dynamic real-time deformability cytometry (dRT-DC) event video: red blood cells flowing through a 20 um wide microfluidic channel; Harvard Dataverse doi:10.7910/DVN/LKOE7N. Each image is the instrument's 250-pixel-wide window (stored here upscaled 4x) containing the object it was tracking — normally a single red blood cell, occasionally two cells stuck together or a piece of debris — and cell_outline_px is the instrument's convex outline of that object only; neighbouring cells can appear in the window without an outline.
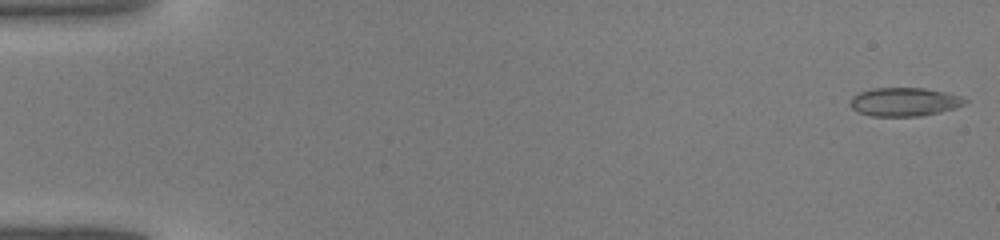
{"species": "common noctule bat (a hibernating species)", "species_latin": "Nyctalus noctula", "temperature_condition": "warm", "stored_images_in_passage": 43, "camera_frame_rate_fps": 3000, "um_per_image_px": 0.085, "animal": {"sex": "male", "body_mass_g": 19.0, "forearm_length_mm": 50.8}, "frame": {"image": 1, "passage_image": 1, "time_ms": 0.0, "image_size_px": [1000, 240], "cell_outline_px": [[968, 104], [956, 108], [940, 112], [920, 116], [872, 116], [860, 112], [852, 108], [852, 96], [860, 92], [872, 88], [924, 88], [944, 92], [960, 96], [968, 100]], "centroid_in_image_um": [76.93, 8.66], "position_along_channel_um": 8.1, "area_um2": 19.02}}
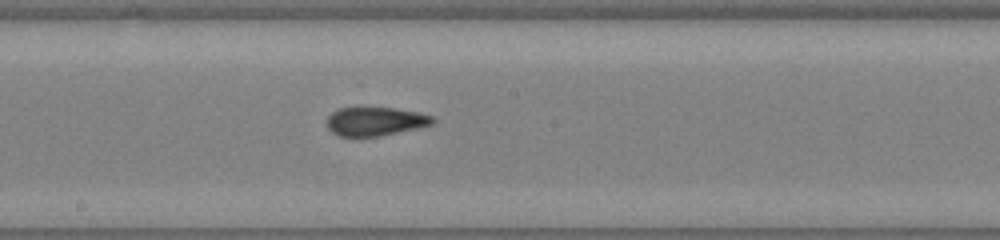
{"frame": {"image": 2, "passage_image": 24, "time_ms": 7.667, "image_size_px": [1000, 240], "cell_outline_px": [[436, 120], [432, 124], [416, 128], [380, 136], [340, 136], [332, 132], [328, 128], [328, 116], [332, 112], [340, 108], [356, 104], [392, 108], [416, 112], [432, 116]], "centroid_in_image_um": [31.85, 10.27], "position_along_channel_um": 216.4, "area_um2": 18.09}}
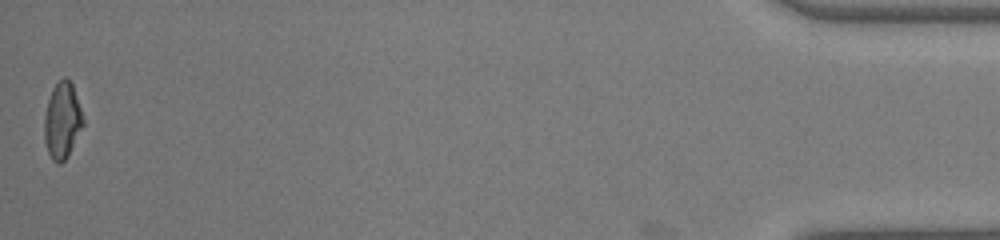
{"frame": {"image": 3, "passage_image": 43, "time_ms": 14.0, "image_size_px": [1000, 240], "cell_outline_px": [[84, 124], [68, 156], [60, 164], [56, 164], [52, 160], [48, 152], [44, 140], [44, 116], [48, 100], [52, 88], [64, 76], [72, 84], [84, 120]], "centroid_in_image_um": [5.28, 10.28], "position_along_channel_um": 429.9, "area_um2": 17.17}}